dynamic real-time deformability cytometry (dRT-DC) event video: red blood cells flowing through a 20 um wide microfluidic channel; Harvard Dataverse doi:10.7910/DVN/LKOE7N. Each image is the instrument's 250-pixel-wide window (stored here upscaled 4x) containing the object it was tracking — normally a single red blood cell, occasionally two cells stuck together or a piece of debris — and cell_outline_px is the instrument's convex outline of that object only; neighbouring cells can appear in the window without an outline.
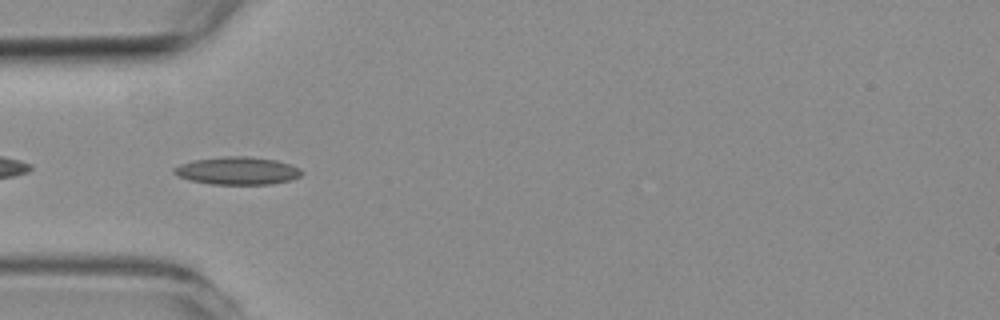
{"species": "common noctule bat (a hibernating species)", "species_latin": "Nyctalus noctula", "temperature_condition": "room temperature", "stored_images_in_passage": 4, "camera_frame_rate_fps": 3000, "um_per_image_px": 0.085, "animal": {"sex": "female", "body_mass_g": 19.3, "forearm_length_mm": 54.1}, "frame": {"image": 1, "passage_image": 3, "time_ms": 3.333, "image_size_px": [1000, 320], "cell_outline_px": [[304, 172], [300, 176], [292, 180], [272, 184], [212, 184], [188, 180], [176, 176], [172, 172], [172, 168], [180, 164], [192, 160], [224, 156], [248, 156], [276, 160], [292, 164], [300, 168]], "centroid_in_image_um": [20.17, 14.51], "position_along_channel_um": 64.8, "area_um2": 20.98}}